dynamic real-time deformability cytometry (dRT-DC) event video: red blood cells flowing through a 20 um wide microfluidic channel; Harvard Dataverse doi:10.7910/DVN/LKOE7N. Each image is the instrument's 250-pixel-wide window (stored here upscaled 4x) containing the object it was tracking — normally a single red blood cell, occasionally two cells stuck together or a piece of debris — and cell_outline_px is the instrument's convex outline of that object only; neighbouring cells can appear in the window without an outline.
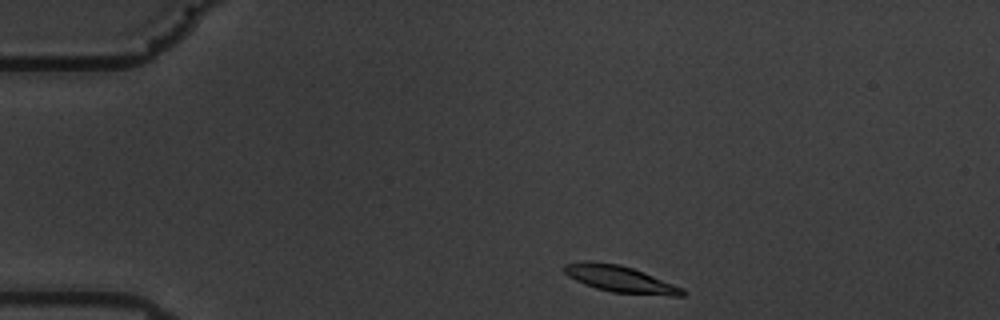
{"species": "common noctule bat (a hibernating species)", "species_latin": "Nyctalus noctula", "temperature_condition": "warm", "stored_images_in_passage": 48, "camera_frame_rate_fps": 3000, "um_per_image_px": 0.085, "animal": {"sex": "male", "body_mass_g": 19.5, "forearm_length_mm": 54.6}, "frame": {"image": 1, "passage_image": 1, "time_ms": 0.0, "image_size_px": [1000, 320], "cell_outline_px": [[688, 292], [684, 296], [672, 296], [612, 292], [596, 288], [584, 284], [568, 276], [564, 272], [564, 264], [584, 260], [592, 260], [620, 264], [644, 272], [684, 288]], "centroid_in_image_um": [52.73, 23.71], "position_along_channel_um": 32.3, "area_um2": 18.55}}
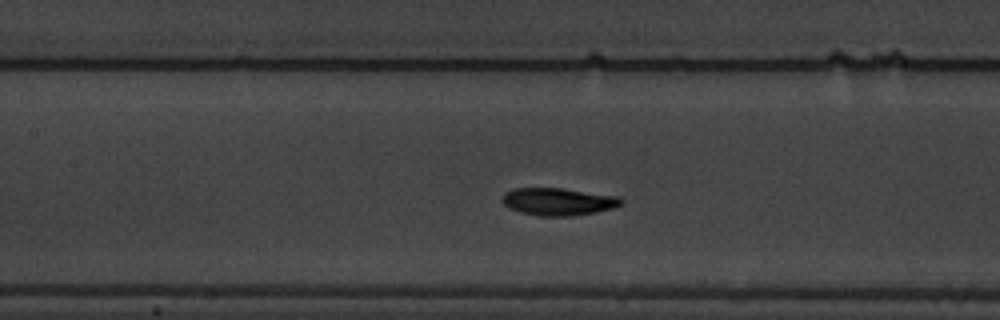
{"frame": {"image": 2, "passage_image": 17, "time_ms": 5.333, "image_size_px": [1000, 320], "cell_outline_px": [[624, 204], [612, 208], [596, 212], [572, 216], [540, 216], [520, 212], [508, 208], [500, 200], [504, 192], [516, 188], [560, 188], [620, 196], [624, 200]], "centroid_in_image_um": [47.45, 17.14], "position_along_channel_um": 159.9, "area_um2": 19.25}}
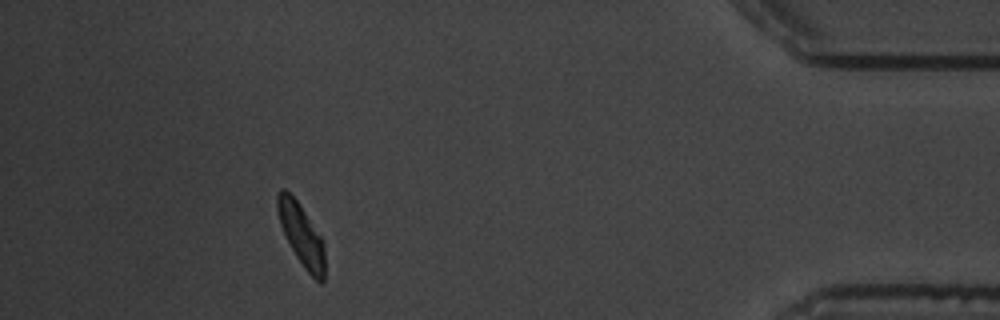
{"frame": {"image": 3, "passage_image": 43, "time_ms": 14.0, "image_size_px": [1000, 320], "cell_outline_px": [[324, 280], [320, 284], [304, 268], [296, 256], [280, 224], [276, 208], [276, 196], [280, 188], [284, 188], [296, 200], [324, 240]], "centroid_in_image_um": [25.62, 19.95], "position_along_channel_um": 409.6, "area_um2": 16.88}, "authors_computed_cell_mechanics": {"area_um2": 18.3804, "velocity_mm_per_s": 3.4626, "shape_relaxation_time_tau1_ms": 6.0983, "shape_relaxation_time_tau2_ms": 2.9771, "deformation_change_tau1": 0.2326, "deformation_change_tau2": 0.0803}}